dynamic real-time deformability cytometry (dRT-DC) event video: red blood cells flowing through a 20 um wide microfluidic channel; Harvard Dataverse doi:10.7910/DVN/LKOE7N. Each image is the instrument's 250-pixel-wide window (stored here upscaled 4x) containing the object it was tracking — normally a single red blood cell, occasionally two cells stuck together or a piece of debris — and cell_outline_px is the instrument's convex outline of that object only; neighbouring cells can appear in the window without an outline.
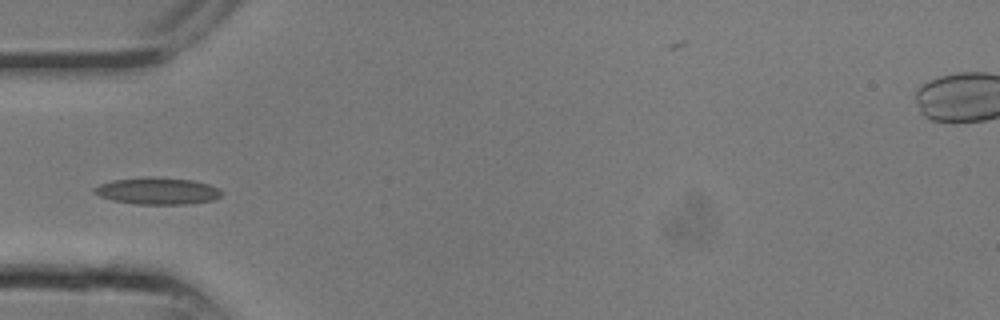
{"species": "common noctule bat (a hibernating species)", "species_latin": "Nyctalus noctula", "temperature_condition": "room temperature", "stored_images_in_passage": 8, "camera_frame_rate_fps": 3000, "um_per_image_px": 0.085, "animal": {"sex": "male", "body_mass_g": 13.3}, "frame": {"image": 1, "passage_image": 7, "time_ms": 2.0, "image_size_px": [1000, 320], "cell_outline_px": [[224, 192], [220, 196], [212, 200], [188, 204], [136, 204], [112, 200], [100, 196], [92, 192], [92, 188], [100, 184], [112, 180], [156, 176], [192, 180], [208, 184], [220, 188]], "centroid_in_image_um": [13.38, 16.22], "position_along_channel_um": 71.6, "area_um2": 20.06}}